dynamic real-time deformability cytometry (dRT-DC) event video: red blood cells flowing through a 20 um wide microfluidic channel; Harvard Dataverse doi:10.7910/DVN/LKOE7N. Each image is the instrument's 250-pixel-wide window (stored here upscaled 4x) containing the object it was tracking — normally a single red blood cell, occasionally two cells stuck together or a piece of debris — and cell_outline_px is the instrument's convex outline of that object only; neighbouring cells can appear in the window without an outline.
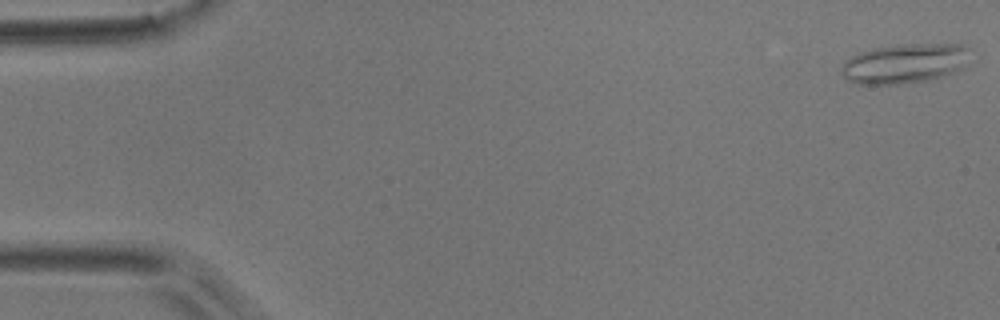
{"species": "common noctule bat (a hibernating species)", "species_latin": "Nyctalus noctula", "temperature_condition": "room temperature", "stored_images_in_passage": 5, "camera_frame_rate_fps": 3000, "um_per_image_px": 0.085, "animal": {"sex": "male", "body_mass_g": 17.9}, "frame": {"image": 1, "passage_image": 1, "time_ms": 0.0, "image_size_px": [1000, 320], "cell_outline_px": [[968, 48], [964, 68], [928, 80], [900, 84], [860, 84], [848, 80], [840, 72], [844, 60], [860, 52], [872, 48], [908, 44], [964, 44]], "centroid_in_image_um": [76.86, 5.39], "position_along_channel_um": 8.1, "area_um2": 29.48}}